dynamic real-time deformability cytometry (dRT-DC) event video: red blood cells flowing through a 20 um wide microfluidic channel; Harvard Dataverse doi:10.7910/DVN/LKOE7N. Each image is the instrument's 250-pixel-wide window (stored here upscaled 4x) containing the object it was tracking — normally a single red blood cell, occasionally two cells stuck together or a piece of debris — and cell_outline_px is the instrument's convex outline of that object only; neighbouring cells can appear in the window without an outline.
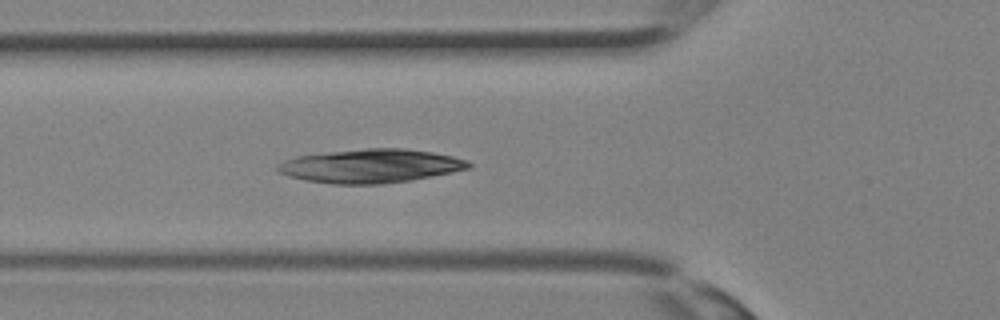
{"species": "Egyptian fruit bat (a non-hibernating species)", "species_latin": "Rousettus aegyptiacus", "temperature_condition": "room temperature", "stored_images_in_passage": 34, "segment_of_instrument_passage": [1, 2], "camera_frame_rate_fps": 3000, "um_per_image_px": 0.085, "animal": {"sex": "female"}, "frame": {"image": 1, "passage_image": 12, "time_ms": 3.667, "image_size_px": [1000, 320], "cell_outline_px": [[472, 164], [468, 168], [452, 172], [408, 180], [380, 184], [332, 184], [304, 180], [288, 176], [280, 172], [276, 168], [284, 160], [296, 156], [328, 152], [364, 148], [404, 148], [432, 152], [452, 156], [468, 160]], "centroid_in_image_um": [31.49, 14.1], "position_along_channel_um": 94.3, "area_um2": 37.28}}
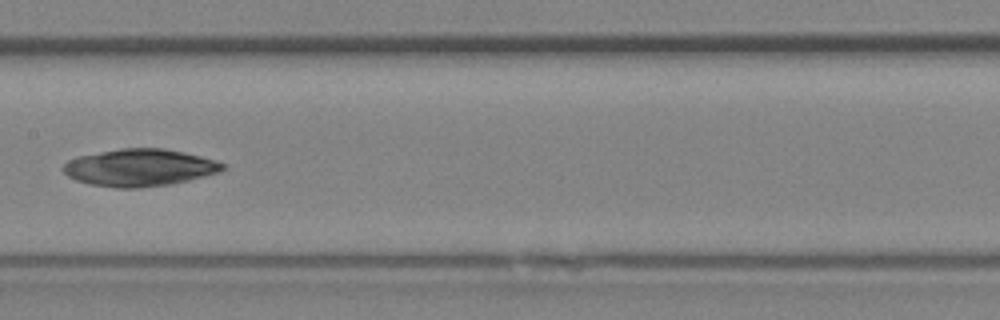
{"frame": {"image": 2, "passage_image": 17, "time_ms": 5.333, "image_size_px": [1000, 320], "cell_outline_px": [[228, 168], [220, 172], [188, 180], [168, 184], [140, 188], [116, 188], [92, 184], [76, 180], [68, 176], [64, 172], [64, 164], [68, 160], [76, 156], [120, 148], [164, 148], [184, 152], [216, 160], [228, 164]], "centroid_in_image_um": [11.9, 14.24], "position_along_channel_um": 195.5, "area_um2": 34.68}}
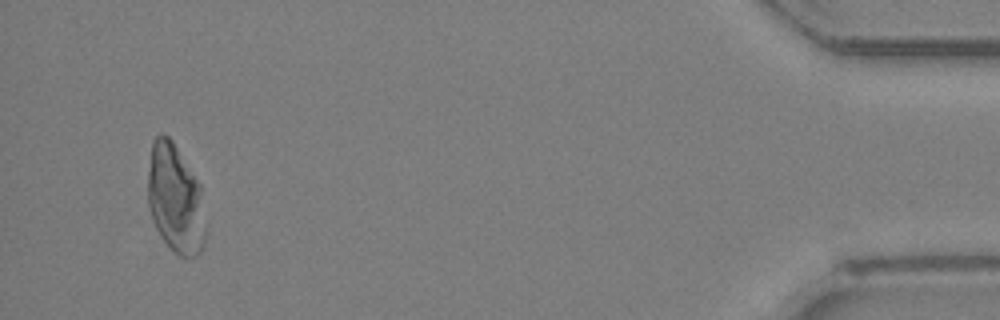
{"frame": {"image": 3, "passage_image": 32, "time_ms": 10.333, "image_size_px": [1000, 320], "cell_outline_px": [[204, 240], [200, 252], [196, 256], [180, 256], [160, 236], [156, 228], [148, 204], [148, 172], [152, 140], [160, 132], [164, 132], [172, 140], [200, 184], [204, 228]], "centroid_in_image_um": [14.87, 16.85], "position_along_channel_um": 420.3, "area_um2": 36.01}}